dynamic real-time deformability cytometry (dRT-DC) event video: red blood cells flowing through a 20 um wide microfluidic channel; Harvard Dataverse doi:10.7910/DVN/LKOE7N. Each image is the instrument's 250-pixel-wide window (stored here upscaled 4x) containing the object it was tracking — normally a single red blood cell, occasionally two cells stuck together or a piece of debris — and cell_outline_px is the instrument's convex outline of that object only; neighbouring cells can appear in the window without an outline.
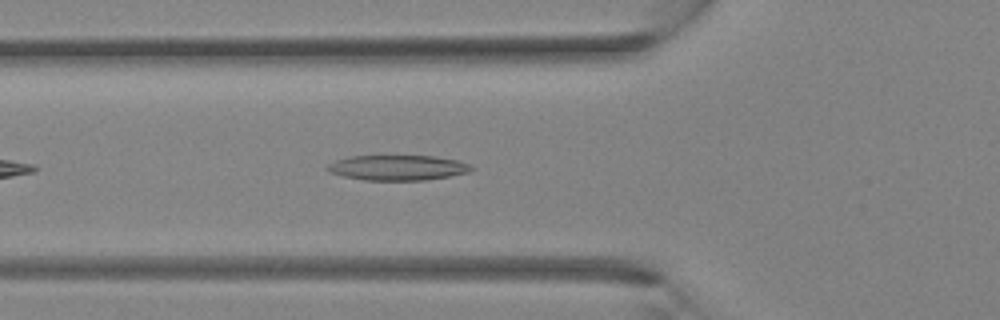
{"species": "Egyptian fruit bat (a non-hibernating species)", "species_latin": "Rousettus aegyptiacus", "temperature_condition": "room temperature", "stored_images_in_passage": 16, "camera_frame_rate_fps": 3000, "um_per_image_px": 0.085, "animal": {"sex": "female"}, "frame": {"image": 1, "passage_image": 2, "time_ms": 0.333, "image_size_px": [1000, 320], "cell_outline_px": [[472, 168], [468, 172], [448, 176], [424, 180], [364, 180], [344, 176], [328, 172], [324, 168], [328, 164], [336, 160], [348, 156], [432, 156], [456, 160], [472, 164]], "centroid_in_image_um": [33.75, 14.25], "position_along_channel_um": 92.1, "area_um2": 21.04}}
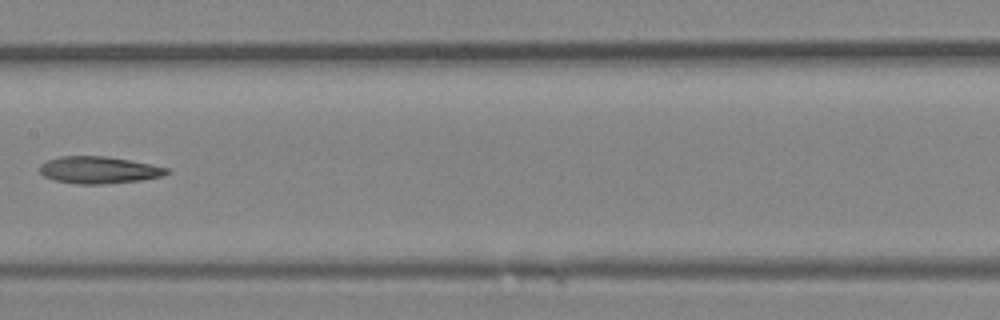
{"frame": {"image": 2, "passage_image": 8, "time_ms": 2.333, "image_size_px": [1000, 320], "cell_outline_px": [[168, 172], [164, 176], [140, 180], [100, 184], [76, 184], [56, 180], [44, 176], [40, 172], [40, 164], [48, 160], [60, 156], [104, 156], [152, 164], [168, 168]], "centroid_in_image_um": [8.39, 14.45], "position_along_channel_um": 199.0, "area_um2": 19.83}}
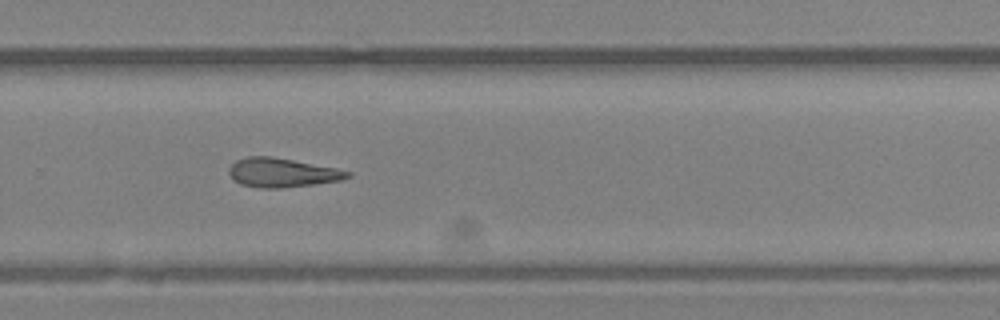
{"frame": {"image": 3, "passage_image": 14, "time_ms": 4.333, "image_size_px": [1000, 320], "cell_outline_px": [[352, 176], [340, 180], [312, 184], [280, 188], [260, 188], [240, 184], [228, 172], [228, 168], [236, 160], [248, 156], [272, 156], [336, 168], [352, 172]], "centroid_in_image_um": [23.98, 14.67], "position_along_channel_um": 305.8, "area_um2": 19.94}}